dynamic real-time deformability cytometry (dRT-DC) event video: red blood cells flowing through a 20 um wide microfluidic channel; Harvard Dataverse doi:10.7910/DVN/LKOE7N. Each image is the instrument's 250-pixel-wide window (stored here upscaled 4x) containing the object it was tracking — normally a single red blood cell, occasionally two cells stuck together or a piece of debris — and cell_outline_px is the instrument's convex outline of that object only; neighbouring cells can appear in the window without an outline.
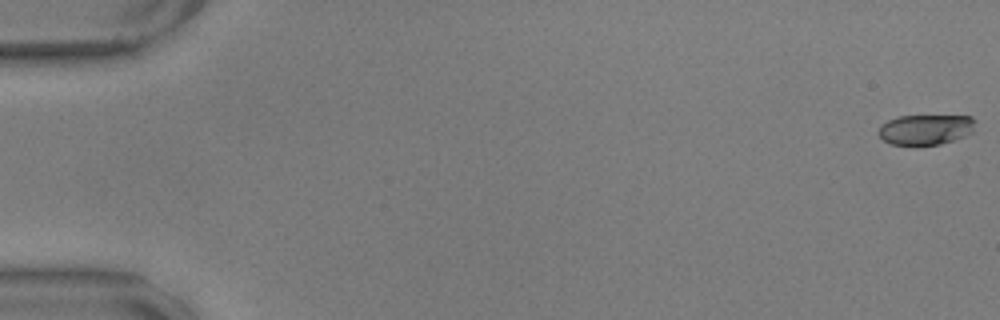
{"species": "common noctule bat (a hibernating species)", "species_latin": "Nyctalus noctula", "temperature_condition": "warm", "stored_images_in_passage": 46, "camera_frame_rate_fps": 3000, "um_per_image_px": 0.085, "animal": {"sex": "male", "body_mass_g": 17.9, "forearm_length_mm": 54.2}, "frame": {"image": 1, "passage_image": 1, "time_ms": 0.0, "image_size_px": [1000, 320], "cell_outline_px": [[976, 120], [972, 132], [964, 136], [940, 144], [892, 144], [884, 140], [876, 132], [888, 120], [900, 116], [972, 116]], "centroid_in_image_um": [78.7, 10.99], "position_along_channel_um": 6.3, "area_um2": 16.76}}
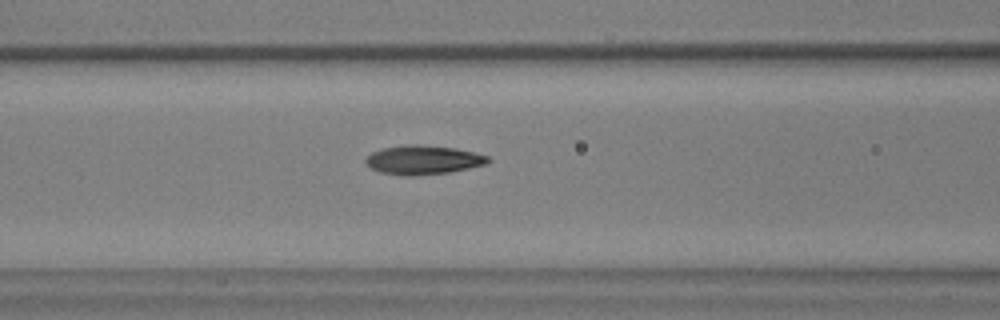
{"frame": {"image": 2, "passage_image": 25, "time_ms": 8.0, "image_size_px": [1000, 320], "cell_outline_px": [[492, 160], [484, 164], [452, 172], [416, 176], [404, 176], [380, 172], [372, 168], [364, 160], [372, 152], [380, 148], [408, 144], [420, 144], [456, 148], [488, 156]], "centroid_in_image_um": [35.96, 13.59], "position_along_channel_um": 130.6, "area_um2": 20.81}}
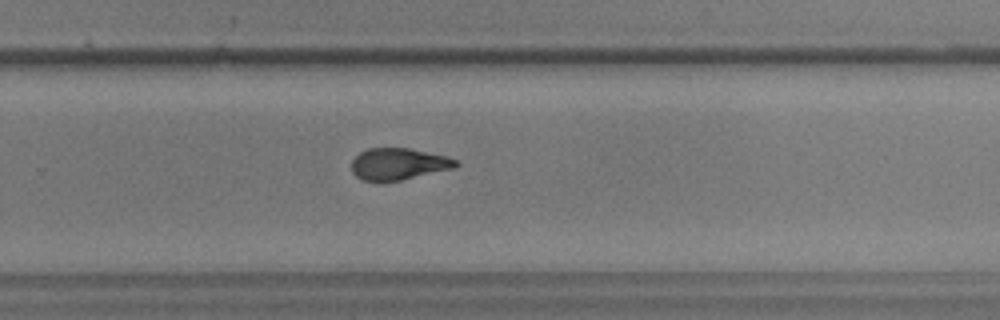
{"frame": {"image": 3, "passage_image": 39, "time_ms": 12.667, "image_size_px": [1000, 320], "cell_outline_px": [[460, 164], [456, 168], [400, 180], [364, 180], [356, 176], [352, 172], [352, 160], [360, 152], [368, 148], [408, 148], [448, 156], [456, 160]], "centroid_in_image_um": [33.91, 13.92], "position_along_channel_um": 295.9, "area_um2": 19.13}, "authors_computed_cell_mechanics": {"area_um2": 19.8254, "velocity_mm_per_s": 3.5494, "shape_relaxation_time_tau1_ms": 3.8099, "shape_relaxation_time_tau2_ms": 2.3863, "deformation_change_tau1": 0.1425, "deformation_change_tau2": 0.0921}}